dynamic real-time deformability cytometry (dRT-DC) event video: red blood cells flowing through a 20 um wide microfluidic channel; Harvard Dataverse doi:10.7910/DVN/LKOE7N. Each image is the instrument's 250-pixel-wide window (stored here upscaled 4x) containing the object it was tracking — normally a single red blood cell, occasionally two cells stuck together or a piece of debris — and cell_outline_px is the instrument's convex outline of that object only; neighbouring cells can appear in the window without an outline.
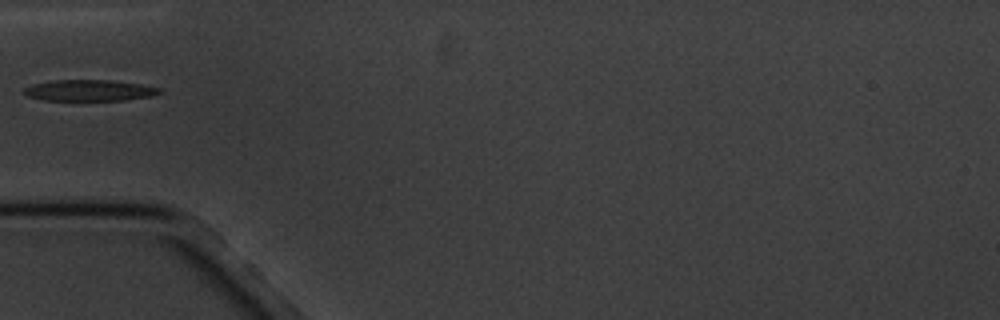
{"species": "common noctule bat (a hibernating species)", "species_latin": "Nyctalus noctula", "temperature_condition": "cold", "stored_images_in_passage": 17, "camera_frame_rate_fps": 3000, "um_per_image_px": 0.085, "animal": {"sex": "male", "body_mass_g": 20.1, "forearm_length_mm": 53.5}, "frame": {"image": 1, "passage_image": 6, "time_ms": 6.0, "image_size_px": [1000, 320], "cell_outline_px": [[164, 92], [148, 96], [124, 100], [44, 100], [28, 96], [20, 92], [24, 88], [32, 84], [56, 80], [112, 80], [140, 84], [160, 88]], "centroid_in_image_um": [7.56, 7.68], "position_along_channel_um": 77.4, "area_um2": 16.65}}
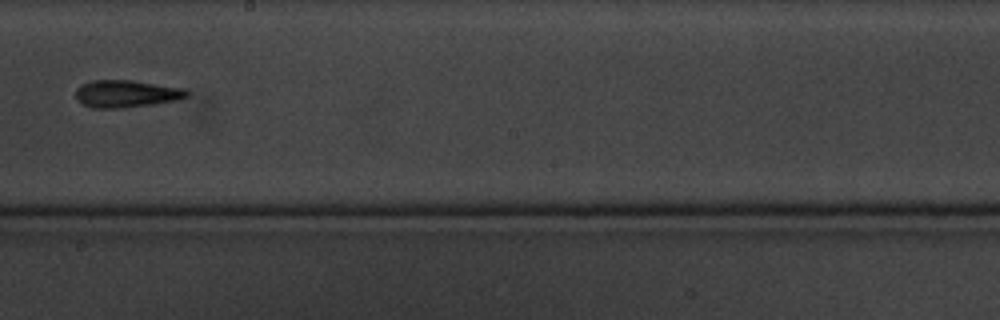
{"frame": {"image": 2, "passage_image": 10, "time_ms": 10.667, "image_size_px": [1000, 320], "cell_outline_px": [[192, 92], [188, 96], [180, 100], [152, 104], [120, 108], [92, 108], [76, 100], [76, 88], [92, 80], [132, 80], [184, 88]], "centroid_in_image_um": [10.78, 7.97], "position_along_channel_um": 237.4, "area_um2": 17.8}}
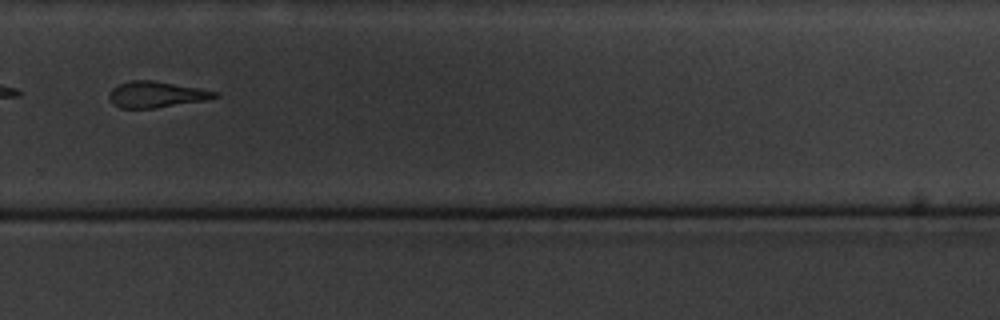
{"frame": {"image": 3, "passage_image": 12, "time_ms": 13.0, "image_size_px": [1000, 320], "cell_outline_px": [[220, 96], [204, 100], [156, 108], [120, 108], [112, 104], [108, 96], [108, 92], [112, 88], [120, 84], [132, 80], [152, 80], [220, 92]], "centroid_in_image_um": [13.25, 8.03], "position_along_channel_um": 316.6, "area_um2": 16.01}, "authors_computed_cell_mechanics": {"area_um2": 17.8024, "velocity_mm_per_s": 3.4045, "shape_relaxation_time_tau1_ms": 4.7764, "shape_relaxation_time_tau2_ms": 4.9024, "deformation_change_tau1": 0.1715, "deformation_change_tau2": 0.1458}}